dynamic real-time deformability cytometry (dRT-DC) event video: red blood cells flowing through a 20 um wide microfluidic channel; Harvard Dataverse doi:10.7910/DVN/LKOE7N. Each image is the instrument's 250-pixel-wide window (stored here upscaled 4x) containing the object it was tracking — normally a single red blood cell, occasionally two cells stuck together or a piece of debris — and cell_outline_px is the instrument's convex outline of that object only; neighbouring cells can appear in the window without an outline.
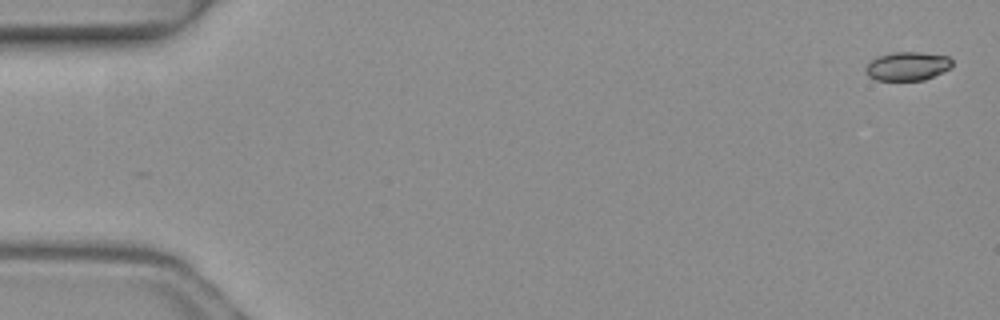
{"species": "common noctule bat (a hibernating species)", "species_latin": "Nyctalus noctula", "temperature_condition": "warm", "stored_images_in_passage": 4, "camera_frame_rate_fps": 3000, "um_per_image_px": 0.085, "animal": {"sex": "female", "body_mass_g": 19.3, "forearm_length_mm": 54.1}, "frame": {"image": 1, "passage_image": 1, "time_ms": 0.0, "image_size_px": [1000, 320], "cell_outline_px": [[952, 64], [948, 68], [924, 80], [876, 80], [868, 76], [864, 68], [876, 56], [892, 52], [920, 52], [948, 56], [952, 60]], "centroid_in_image_um": [77.09, 5.61], "position_along_channel_um": 7.9, "area_um2": 14.33}}